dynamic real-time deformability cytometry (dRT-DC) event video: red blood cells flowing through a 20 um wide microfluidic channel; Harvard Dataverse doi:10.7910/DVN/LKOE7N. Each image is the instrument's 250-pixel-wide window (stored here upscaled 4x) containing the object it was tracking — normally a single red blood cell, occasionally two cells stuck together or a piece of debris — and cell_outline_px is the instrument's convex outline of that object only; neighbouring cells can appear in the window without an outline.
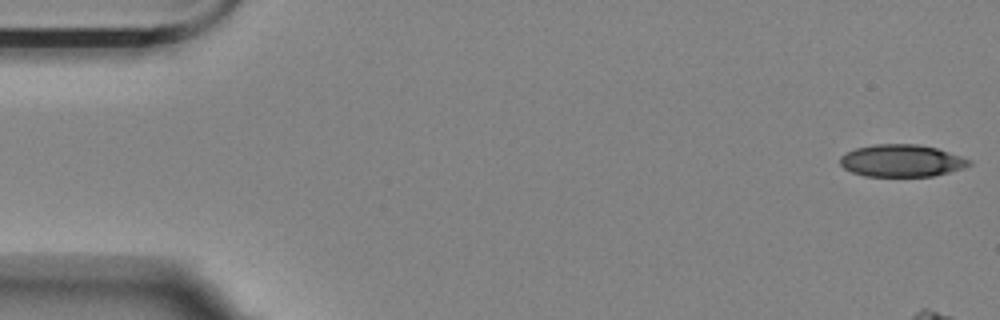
{"species": "Egyptian fruit bat (a non-hibernating species)", "species_latin": "Rousettus aegyptiacus", "temperature_condition": "room temperature", "stored_images_in_passage": 8, "camera_frame_rate_fps": 3000, "um_per_image_px": 0.085, "animal": {"sex": "female"}, "frame": {"image": 1, "passage_image": 1, "time_ms": 0.0, "image_size_px": [1000, 320], "cell_outline_px": [[972, 164], [948, 172], [932, 176], [864, 176], [852, 172], [844, 168], [840, 164], [840, 156], [844, 152], [856, 148], [872, 144], [920, 144], [936, 148], [972, 160]], "centroid_in_image_um": [76.59, 13.65], "position_along_channel_um": 8.4, "area_um2": 24.22}}